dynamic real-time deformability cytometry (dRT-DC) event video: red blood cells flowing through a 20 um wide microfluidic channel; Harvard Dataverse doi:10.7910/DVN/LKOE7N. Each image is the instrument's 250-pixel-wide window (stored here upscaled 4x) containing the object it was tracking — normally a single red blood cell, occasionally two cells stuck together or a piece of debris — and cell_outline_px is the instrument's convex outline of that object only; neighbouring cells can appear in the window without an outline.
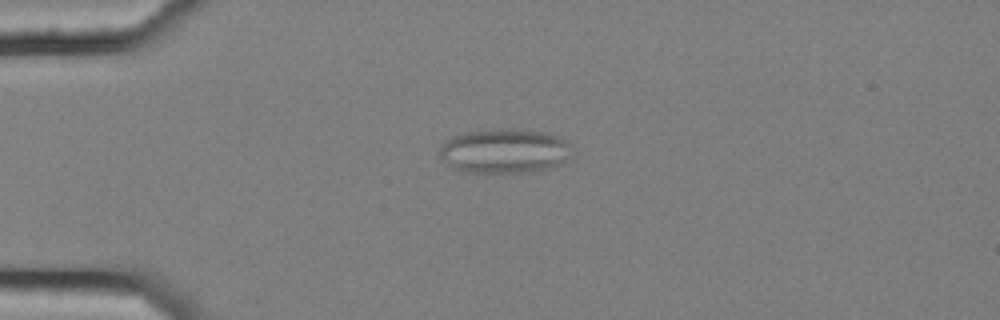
{"species": "common noctule bat (a hibernating species)", "species_latin": "Nyctalus noctula", "temperature_condition": "cold", "stored_images_in_passage": 5, "camera_frame_rate_fps": 3000, "um_per_image_px": 0.085, "animal": {"sex": "female", "body_mass_g": 25.1}, "frame": {"image": 1, "passage_image": 5, "time_ms": 1.333, "image_size_px": [1000, 320], "cell_outline_px": [[572, 156], [556, 168], [540, 172], [468, 172], [452, 168], [440, 156], [440, 148], [452, 136], [464, 132], [496, 128], [512, 128], [544, 132], [560, 136], [568, 140], [572, 144]], "centroid_in_image_um": [43.0, 12.83], "position_along_channel_um": 42.0, "area_um2": 35.14}}